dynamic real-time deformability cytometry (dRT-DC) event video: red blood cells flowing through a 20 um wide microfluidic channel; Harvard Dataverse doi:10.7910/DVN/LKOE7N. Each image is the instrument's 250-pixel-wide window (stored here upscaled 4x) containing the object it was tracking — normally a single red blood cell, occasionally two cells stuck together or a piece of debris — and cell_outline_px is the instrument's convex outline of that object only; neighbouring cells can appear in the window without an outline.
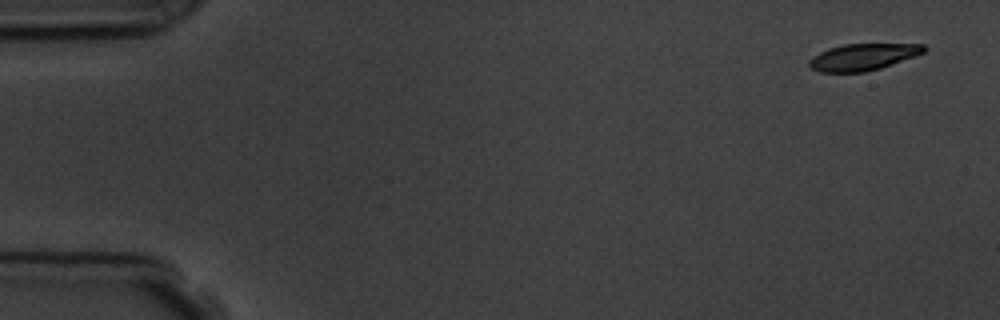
{"species": "common noctule bat (a hibernating species)", "species_latin": "Nyctalus noctula", "temperature_condition": "room temperature", "stored_images_in_passage": 6, "camera_frame_rate_fps": 3000, "um_per_image_px": 0.085, "animal": {"sex": "male", "body_mass_g": 19.5, "forearm_length_mm": 54.6}, "frame": {"image": 1, "passage_image": 1, "time_ms": 0.0, "image_size_px": [1000, 320], "cell_outline_px": [[928, 48], [924, 52], [916, 56], [880, 68], [864, 72], [820, 72], [808, 68], [808, 60], [812, 56], [828, 48], [844, 44], [924, 44]], "centroid_in_image_um": [73.32, 4.84], "position_along_channel_um": 11.7, "area_um2": 17.98}}
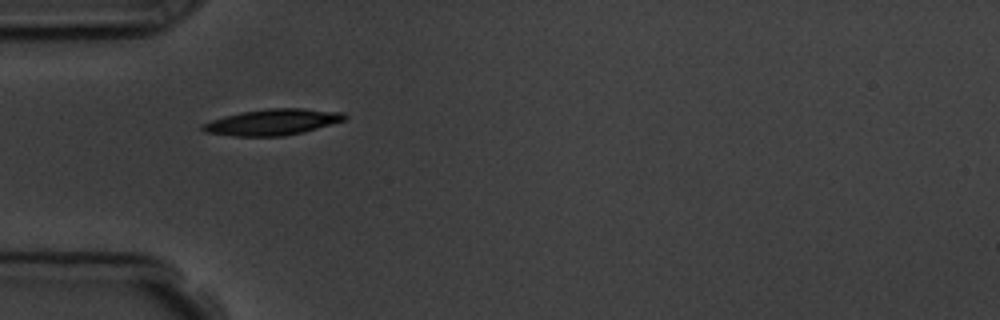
{"frame": {"image": 2, "passage_image": 5, "time_ms": 4.667, "image_size_px": [1000, 320], "cell_outline_px": [[348, 116], [344, 120], [304, 132], [284, 136], [232, 136], [204, 132], [200, 128], [200, 124], [224, 116], [240, 112], [268, 108], [304, 108], [344, 112]], "centroid_in_image_um": [23.15, 10.37], "position_along_channel_um": 61.9, "area_um2": 21.73}}